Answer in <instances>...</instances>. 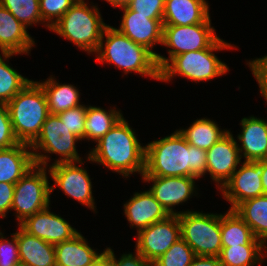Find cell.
Instances as JSON below:
<instances>
[{"label": "cell", "mask_w": 267, "mask_h": 266, "mask_svg": "<svg viewBox=\"0 0 267 266\" xmlns=\"http://www.w3.org/2000/svg\"><path fill=\"white\" fill-rule=\"evenodd\" d=\"M86 110L87 107L80 105L57 114L62 123H65L69 128V132L77 136L80 140L85 138L84 122L86 120Z\"/></svg>", "instance_id": "e575fe53"}, {"label": "cell", "mask_w": 267, "mask_h": 266, "mask_svg": "<svg viewBox=\"0 0 267 266\" xmlns=\"http://www.w3.org/2000/svg\"><path fill=\"white\" fill-rule=\"evenodd\" d=\"M195 256L192 248L180 238L153 264L154 266H189Z\"/></svg>", "instance_id": "d6a6232c"}, {"label": "cell", "mask_w": 267, "mask_h": 266, "mask_svg": "<svg viewBox=\"0 0 267 266\" xmlns=\"http://www.w3.org/2000/svg\"><path fill=\"white\" fill-rule=\"evenodd\" d=\"M30 145L19 143L0 150V182L16 184L35 164L47 167L48 156L28 151Z\"/></svg>", "instance_id": "9a60e30c"}, {"label": "cell", "mask_w": 267, "mask_h": 266, "mask_svg": "<svg viewBox=\"0 0 267 266\" xmlns=\"http://www.w3.org/2000/svg\"><path fill=\"white\" fill-rule=\"evenodd\" d=\"M165 0H130L127 7L149 19H163Z\"/></svg>", "instance_id": "8d00e7d4"}, {"label": "cell", "mask_w": 267, "mask_h": 266, "mask_svg": "<svg viewBox=\"0 0 267 266\" xmlns=\"http://www.w3.org/2000/svg\"><path fill=\"white\" fill-rule=\"evenodd\" d=\"M145 154L146 147L141 146L134 131L122 116L112 129L97 141L87 160L101 163L127 178L134 172L143 175Z\"/></svg>", "instance_id": "7a4b0ae2"}, {"label": "cell", "mask_w": 267, "mask_h": 266, "mask_svg": "<svg viewBox=\"0 0 267 266\" xmlns=\"http://www.w3.org/2000/svg\"><path fill=\"white\" fill-rule=\"evenodd\" d=\"M43 88L50 114H59L68 109L80 106L79 91L75 86L59 84L50 77L45 82H38Z\"/></svg>", "instance_id": "4316f807"}, {"label": "cell", "mask_w": 267, "mask_h": 266, "mask_svg": "<svg viewBox=\"0 0 267 266\" xmlns=\"http://www.w3.org/2000/svg\"><path fill=\"white\" fill-rule=\"evenodd\" d=\"M256 79H267V56L248 62Z\"/></svg>", "instance_id": "60d3db41"}, {"label": "cell", "mask_w": 267, "mask_h": 266, "mask_svg": "<svg viewBox=\"0 0 267 266\" xmlns=\"http://www.w3.org/2000/svg\"><path fill=\"white\" fill-rule=\"evenodd\" d=\"M144 181H152L154 184L150 192L162 205L169 215H179L182 212H174L173 206L187 201L194 192L195 177H160L142 176Z\"/></svg>", "instance_id": "e0dca14e"}, {"label": "cell", "mask_w": 267, "mask_h": 266, "mask_svg": "<svg viewBox=\"0 0 267 266\" xmlns=\"http://www.w3.org/2000/svg\"><path fill=\"white\" fill-rule=\"evenodd\" d=\"M263 193L267 195V159L263 160V174L261 176Z\"/></svg>", "instance_id": "ee69618b"}, {"label": "cell", "mask_w": 267, "mask_h": 266, "mask_svg": "<svg viewBox=\"0 0 267 266\" xmlns=\"http://www.w3.org/2000/svg\"><path fill=\"white\" fill-rule=\"evenodd\" d=\"M15 266H31V265H29V264H27V263H24V262H21V261H19Z\"/></svg>", "instance_id": "7dc6e473"}, {"label": "cell", "mask_w": 267, "mask_h": 266, "mask_svg": "<svg viewBox=\"0 0 267 266\" xmlns=\"http://www.w3.org/2000/svg\"><path fill=\"white\" fill-rule=\"evenodd\" d=\"M124 213L130 225L138 228V232L155 222L165 220L169 216L149 190L135 193L124 204Z\"/></svg>", "instance_id": "ffe728a7"}, {"label": "cell", "mask_w": 267, "mask_h": 266, "mask_svg": "<svg viewBox=\"0 0 267 266\" xmlns=\"http://www.w3.org/2000/svg\"><path fill=\"white\" fill-rule=\"evenodd\" d=\"M31 81L6 64L0 56V104H7Z\"/></svg>", "instance_id": "4dcf8cb0"}, {"label": "cell", "mask_w": 267, "mask_h": 266, "mask_svg": "<svg viewBox=\"0 0 267 266\" xmlns=\"http://www.w3.org/2000/svg\"><path fill=\"white\" fill-rule=\"evenodd\" d=\"M0 266H15L20 261L17 237L12 234L11 242L0 232Z\"/></svg>", "instance_id": "74e56055"}, {"label": "cell", "mask_w": 267, "mask_h": 266, "mask_svg": "<svg viewBox=\"0 0 267 266\" xmlns=\"http://www.w3.org/2000/svg\"><path fill=\"white\" fill-rule=\"evenodd\" d=\"M233 211L251 228L255 238L267 241V195L247 199Z\"/></svg>", "instance_id": "d4e9b609"}, {"label": "cell", "mask_w": 267, "mask_h": 266, "mask_svg": "<svg viewBox=\"0 0 267 266\" xmlns=\"http://www.w3.org/2000/svg\"><path fill=\"white\" fill-rule=\"evenodd\" d=\"M17 237L20 261L31 266H56L55 245L28 234L19 226Z\"/></svg>", "instance_id": "603a6c76"}, {"label": "cell", "mask_w": 267, "mask_h": 266, "mask_svg": "<svg viewBox=\"0 0 267 266\" xmlns=\"http://www.w3.org/2000/svg\"><path fill=\"white\" fill-rule=\"evenodd\" d=\"M111 3L113 7H125L129 4L130 0H106Z\"/></svg>", "instance_id": "bcb514c9"}, {"label": "cell", "mask_w": 267, "mask_h": 266, "mask_svg": "<svg viewBox=\"0 0 267 266\" xmlns=\"http://www.w3.org/2000/svg\"><path fill=\"white\" fill-rule=\"evenodd\" d=\"M238 145L233 135L228 132L210 149L206 150V172H209L213 181L221 185L220 188L232 177L240 163L242 155Z\"/></svg>", "instance_id": "5bb4252c"}, {"label": "cell", "mask_w": 267, "mask_h": 266, "mask_svg": "<svg viewBox=\"0 0 267 266\" xmlns=\"http://www.w3.org/2000/svg\"><path fill=\"white\" fill-rule=\"evenodd\" d=\"M100 255L87 244L80 233L55 245L56 266H87Z\"/></svg>", "instance_id": "cb8c5ba5"}, {"label": "cell", "mask_w": 267, "mask_h": 266, "mask_svg": "<svg viewBox=\"0 0 267 266\" xmlns=\"http://www.w3.org/2000/svg\"><path fill=\"white\" fill-rule=\"evenodd\" d=\"M189 266H222L218 256L196 255Z\"/></svg>", "instance_id": "b9f144b4"}, {"label": "cell", "mask_w": 267, "mask_h": 266, "mask_svg": "<svg viewBox=\"0 0 267 266\" xmlns=\"http://www.w3.org/2000/svg\"><path fill=\"white\" fill-rule=\"evenodd\" d=\"M181 238L195 255L219 256L222 249L221 214L185 211L178 215Z\"/></svg>", "instance_id": "52a82bcc"}, {"label": "cell", "mask_w": 267, "mask_h": 266, "mask_svg": "<svg viewBox=\"0 0 267 266\" xmlns=\"http://www.w3.org/2000/svg\"><path fill=\"white\" fill-rule=\"evenodd\" d=\"M121 9L124 14L118 30L156 56L158 53L151 49L155 44H162L163 19H149L148 15L137 14L127 6Z\"/></svg>", "instance_id": "ac0fdd59"}, {"label": "cell", "mask_w": 267, "mask_h": 266, "mask_svg": "<svg viewBox=\"0 0 267 266\" xmlns=\"http://www.w3.org/2000/svg\"><path fill=\"white\" fill-rule=\"evenodd\" d=\"M87 266H112L110 260V248L105 249L95 261Z\"/></svg>", "instance_id": "7bdbcfd3"}, {"label": "cell", "mask_w": 267, "mask_h": 266, "mask_svg": "<svg viewBox=\"0 0 267 266\" xmlns=\"http://www.w3.org/2000/svg\"><path fill=\"white\" fill-rule=\"evenodd\" d=\"M27 28L0 4V50L5 59L14 54L29 53L34 39Z\"/></svg>", "instance_id": "d6986e66"}, {"label": "cell", "mask_w": 267, "mask_h": 266, "mask_svg": "<svg viewBox=\"0 0 267 266\" xmlns=\"http://www.w3.org/2000/svg\"><path fill=\"white\" fill-rule=\"evenodd\" d=\"M48 208L27 217L18 225L28 234L52 245L70 240L79 233L65 219L53 214Z\"/></svg>", "instance_id": "2e32d148"}, {"label": "cell", "mask_w": 267, "mask_h": 266, "mask_svg": "<svg viewBox=\"0 0 267 266\" xmlns=\"http://www.w3.org/2000/svg\"><path fill=\"white\" fill-rule=\"evenodd\" d=\"M110 260L112 266H154L153 262L147 261L137 253L135 256L132 253L124 254L117 261L112 249H110Z\"/></svg>", "instance_id": "f35d334b"}, {"label": "cell", "mask_w": 267, "mask_h": 266, "mask_svg": "<svg viewBox=\"0 0 267 266\" xmlns=\"http://www.w3.org/2000/svg\"><path fill=\"white\" fill-rule=\"evenodd\" d=\"M122 113L106 111L100 107L89 106L86 110L85 139L98 141L121 119Z\"/></svg>", "instance_id": "f1b7e54d"}, {"label": "cell", "mask_w": 267, "mask_h": 266, "mask_svg": "<svg viewBox=\"0 0 267 266\" xmlns=\"http://www.w3.org/2000/svg\"><path fill=\"white\" fill-rule=\"evenodd\" d=\"M137 235L136 253L154 262L181 238L178 215H169L165 220L139 231Z\"/></svg>", "instance_id": "8fae6325"}, {"label": "cell", "mask_w": 267, "mask_h": 266, "mask_svg": "<svg viewBox=\"0 0 267 266\" xmlns=\"http://www.w3.org/2000/svg\"><path fill=\"white\" fill-rule=\"evenodd\" d=\"M0 4L26 28L43 21L39 0H0Z\"/></svg>", "instance_id": "1f68e13d"}, {"label": "cell", "mask_w": 267, "mask_h": 266, "mask_svg": "<svg viewBox=\"0 0 267 266\" xmlns=\"http://www.w3.org/2000/svg\"><path fill=\"white\" fill-rule=\"evenodd\" d=\"M15 184L0 182V216L6 217V213L12 207Z\"/></svg>", "instance_id": "ab89813d"}, {"label": "cell", "mask_w": 267, "mask_h": 266, "mask_svg": "<svg viewBox=\"0 0 267 266\" xmlns=\"http://www.w3.org/2000/svg\"><path fill=\"white\" fill-rule=\"evenodd\" d=\"M242 133L238 135L242 146L239 152L245 161H262L267 159V122L264 119L251 116L241 120Z\"/></svg>", "instance_id": "7402d4cb"}, {"label": "cell", "mask_w": 267, "mask_h": 266, "mask_svg": "<svg viewBox=\"0 0 267 266\" xmlns=\"http://www.w3.org/2000/svg\"><path fill=\"white\" fill-rule=\"evenodd\" d=\"M6 105L17 140L31 145L50 114L43 88L38 82L31 81Z\"/></svg>", "instance_id": "277c9868"}, {"label": "cell", "mask_w": 267, "mask_h": 266, "mask_svg": "<svg viewBox=\"0 0 267 266\" xmlns=\"http://www.w3.org/2000/svg\"><path fill=\"white\" fill-rule=\"evenodd\" d=\"M233 46L218 38L209 48L174 56L160 70V81H170L175 74L193 81H207L222 76L229 68L213 51L230 49ZM171 62V63H170Z\"/></svg>", "instance_id": "8992f818"}, {"label": "cell", "mask_w": 267, "mask_h": 266, "mask_svg": "<svg viewBox=\"0 0 267 266\" xmlns=\"http://www.w3.org/2000/svg\"><path fill=\"white\" fill-rule=\"evenodd\" d=\"M50 177L66 195L95 211L90 177L76 162L50 165Z\"/></svg>", "instance_id": "4fadbf2b"}, {"label": "cell", "mask_w": 267, "mask_h": 266, "mask_svg": "<svg viewBox=\"0 0 267 266\" xmlns=\"http://www.w3.org/2000/svg\"><path fill=\"white\" fill-rule=\"evenodd\" d=\"M104 36H106L105 46ZM96 53L98 56L96 60L113 63L118 69H123L124 73L134 71L142 76L160 80L156 56L146 47L130 40L117 28L109 25L105 27Z\"/></svg>", "instance_id": "3957f363"}, {"label": "cell", "mask_w": 267, "mask_h": 266, "mask_svg": "<svg viewBox=\"0 0 267 266\" xmlns=\"http://www.w3.org/2000/svg\"><path fill=\"white\" fill-rule=\"evenodd\" d=\"M145 147V171L142 176L199 179L206 173V150L188 144L179 130Z\"/></svg>", "instance_id": "6da1fadb"}, {"label": "cell", "mask_w": 267, "mask_h": 266, "mask_svg": "<svg viewBox=\"0 0 267 266\" xmlns=\"http://www.w3.org/2000/svg\"><path fill=\"white\" fill-rule=\"evenodd\" d=\"M77 1L78 0H39L43 23L47 22L46 26L50 29V27H52Z\"/></svg>", "instance_id": "836d02e7"}, {"label": "cell", "mask_w": 267, "mask_h": 266, "mask_svg": "<svg viewBox=\"0 0 267 266\" xmlns=\"http://www.w3.org/2000/svg\"><path fill=\"white\" fill-rule=\"evenodd\" d=\"M17 140L6 104H0V150L14 147Z\"/></svg>", "instance_id": "d590c367"}, {"label": "cell", "mask_w": 267, "mask_h": 266, "mask_svg": "<svg viewBox=\"0 0 267 266\" xmlns=\"http://www.w3.org/2000/svg\"><path fill=\"white\" fill-rule=\"evenodd\" d=\"M222 247L236 245H265L254 237L251 228L233 211L221 214Z\"/></svg>", "instance_id": "484cf974"}, {"label": "cell", "mask_w": 267, "mask_h": 266, "mask_svg": "<svg viewBox=\"0 0 267 266\" xmlns=\"http://www.w3.org/2000/svg\"><path fill=\"white\" fill-rule=\"evenodd\" d=\"M262 248L267 250L265 245L222 247L218 257L222 266H254L263 260Z\"/></svg>", "instance_id": "f546056e"}, {"label": "cell", "mask_w": 267, "mask_h": 266, "mask_svg": "<svg viewBox=\"0 0 267 266\" xmlns=\"http://www.w3.org/2000/svg\"><path fill=\"white\" fill-rule=\"evenodd\" d=\"M46 167L34 165L16 184L11 209L15 210L19 224L27 217L40 212L50 204V193Z\"/></svg>", "instance_id": "ba28073f"}, {"label": "cell", "mask_w": 267, "mask_h": 266, "mask_svg": "<svg viewBox=\"0 0 267 266\" xmlns=\"http://www.w3.org/2000/svg\"><path fill=\"white\" fill-rule=\"evenodd\" d=\"M220 128L210 119H197L188 129L179 130L188 144L200 149L208 150L229 131Z\"/></svg>", "instance_id": "83f0119b"}, {"label": "cell", "mask_w": 267, "mask_h": 266, "mask_svg": "<svg viewBox=\"0 0 267 266\" xmlns=\"http://www.w3.org/2000/svg\"><path fill=\"white\" fill-rule=\"evenodd\" d=\"M256 80L259 84V88H260V92L262 96H264V98L267 101V79H256Z\"/></svg>", "instance_id": "f6af8a7d"}, {"label": "cell", "mask_w": 267, "mask_h": 266, "mask_svg": "<svg viewBox=\"0 0 267 266\" xmlns=\"http://www.w3.org/2000/svg\"><path fill=\"white\" fill-rule=\"evenodd\" d=\"M205 0H165L163 26H187L211 22Z\"/></svg>", "instance_id": "44dd1931"}, {"label": "cell", "mask_w": 267, "mask_h": 266, "mask_svg": "<svg viewBox=\"0 0 267 266\" xmlns=\"http://www.w3.org/2000/svg\"><path fill=\"white\" fill-rule=\"evenodd\" d=\"M262 174L263 160L244 161L239 170L233 173L222 188H219L224 198L232 204L230 210L247 199L264 195Z\"/></svg>", "instance_id": "7c38bea8"}, {"label": "cell", "mask_w": 267, "mask_h": 266, "mask_svg": "<svg viewBox=\"0 0 267 266\" xmlns=\"http://www.w3.org/2000/svg\"><path fill=\"white\" fill-rule=\"evenodd\" d=\"M219 37L211 22H202L187 26H163L162 44L168 49L169 58L156 55L159 70L177 55L209 48Z\"/></svg>", "instance_id": "9c48e42d"}, {"label": "cell", "mask_w": 267, "mask_h": 266, "mask_svg": "<svg viewBox=\"0 0 267 266\" xmlns=\"http://www.w3.org/2000/svg\"><path fill=\"white\" fill-rule=\"evenodd\" d=\"M77 140L80 139L69 132V128L62 123L57 114H49L40 135L30 145V150L42 149L44 153L59 154L60 160H56L53 164L77 162L82 165V159L76 151Z\"/></svg>", "instance_id": "30bf717a"}, {"label": "cell", "mask_w": 267, "mask_h": 266, "mask_svg": "<svg viewBox=\"0 0 267 266\" xmlns=\"http://www.w3.org/2000/svg\"><path fill=\"white\" fill-rule=\"evenodd\" d=\"M102 20L96 6L89 8L84 0H78L50 30L88 53L96 52L107 26Z\"/></svg>", "instance_id": "5b68a950"}]
</instances>
